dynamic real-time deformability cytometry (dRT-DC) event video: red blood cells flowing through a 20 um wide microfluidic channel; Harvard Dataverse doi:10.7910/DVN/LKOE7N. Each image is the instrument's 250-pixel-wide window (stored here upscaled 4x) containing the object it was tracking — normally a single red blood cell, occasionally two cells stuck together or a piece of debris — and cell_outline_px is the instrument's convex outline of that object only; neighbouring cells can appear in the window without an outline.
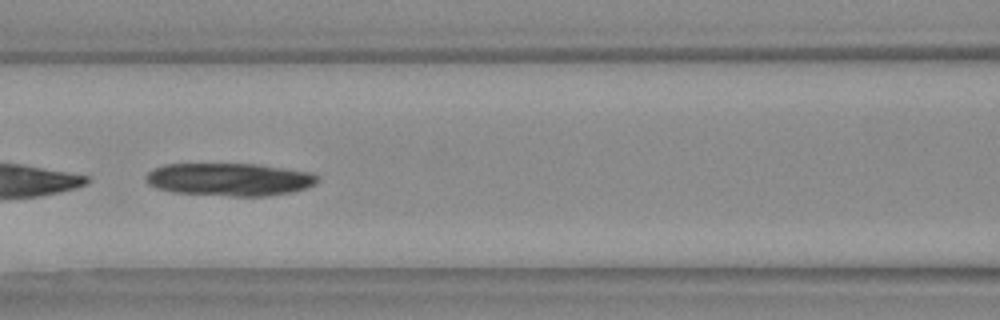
{"species": "Egyptian fruit bat (a non-hibernating species)", "species_latin": "Rousettus aegyptiacus", "temperature_condition": "warm", "stored_images_in_passage": 49, "camera_frame_rate_fps": 3000, "um_per_image_px": 0.085, "animal": {"sex": "female"}, "frame": {"image": 1, "passage_image": 20, "time_ms": 6.333, "image_size_px": [1000, 320], "cell_outline_px": [[320, 180], [316, 184], [308, 188], [292, 192], [268, 196], [228, 196], [172, 192], [156, 188], [148, 184], [144, 180], [144, 176], [152, 168], [164, 164], [256, 164], [308, 172], [316, 176]], "centroid_in_image_um": [19.46, 15.26], "position_along_channel_um": 147.1, "area_um2": 33.06}}